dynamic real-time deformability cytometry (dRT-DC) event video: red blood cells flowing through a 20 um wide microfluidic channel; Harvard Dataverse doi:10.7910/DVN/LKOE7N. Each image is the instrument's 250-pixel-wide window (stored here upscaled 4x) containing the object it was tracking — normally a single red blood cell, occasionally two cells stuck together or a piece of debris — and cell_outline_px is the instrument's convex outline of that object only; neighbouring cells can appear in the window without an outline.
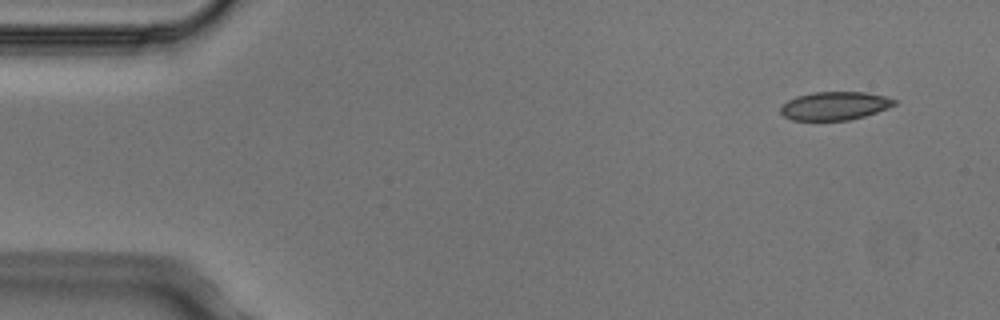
{"species": "Egyptian fruit bat (a non-hibernating species)", "species_latin": "Rousettus aegyptiacus", "temperature_condition": "cold", "stored_images_in_passage": 5, "camera_frame_rate_fps": 3000, "um_per_image_px": 0.085, "animal": {"sex": "male"}, "frame": {"image": 1, "passage_image": 1, "time_ms": 0.0, "image_size_px": [1000, 320], "cell_outline_px": [[900, 100], [896, 104], [888, 108], [864, 116], [848, 120], [792, 120], [784, 116], [780, 112], [780, 108], [788, 100], [796, 96], [812, 92], [864, 92], [884, 96]], "centroid_in_image_um": [70.97, 8.99], "position_along_channel_um": 14.0, "area_um2": 18.79}}
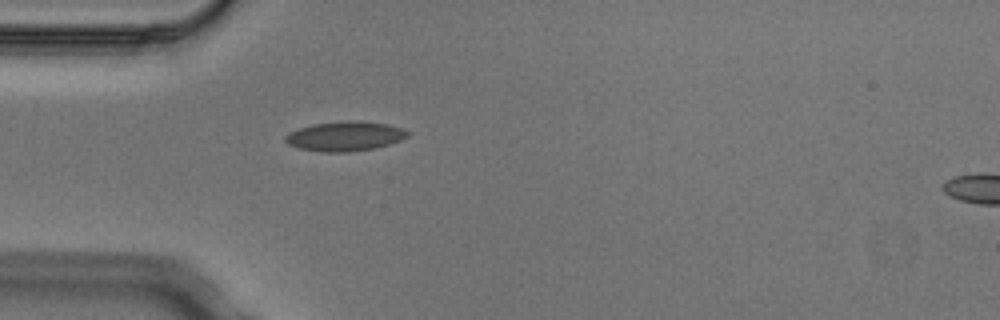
{"frame": {"image": 2, "passage_image": 4, "time_ms": 1.0, "image_size_px": [1000, 320], "cell_outline_px": [[412, 132], [408, 136], [400, 140], [376, 148], [348, 152], [320, 152], [300, 148], [288, 144], [284, 140], [284, 136], [288, 132], [312, 124], [348, 120], [356, 120], [388, 124]], "centroid_in_image_um": [29.31, 11.57], "position_along_channel_um": 55.7, "area_um2": 21.21}}